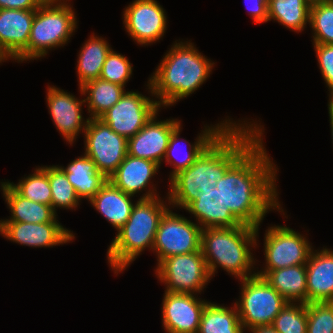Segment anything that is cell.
<instances>
[{
  "instance_id": "9a60e30c",
  "label": "cell",
  "mask_w": 333,
  "mask_h": 333,
  "mask_svg": "<svg viewBox=\"0 0 333 333\" xmlns=\"http://www.w3.org/2000/svg\"><path fill=\"white\" fill-rule=\"evenodd\" d=\"M81 98L76 97L73 93L67 92L56 85H47L46 87V104L48 112L56 130L59 132L64 141L72 146L80 134H84L89 117L83 116V107L85 99L82 89L78 87ZM82 94V95H81Z\"/></svg>"
},
{
  "instance_id": "7a4b0ae2",
  "label": "cell",
  "mask_w": 333,
  "mask_h": 333,
  "mask_svg": "<svg viewBox=\"0 0 333 333\" xmlns=\"http://www.w3.org/2000/svg\"><path fill=\"white\" fill-rule=\"evenodd\" d=\"M252 120V121H250ZM265 133L260 118L228 126L187 169L168 181L171 207L184 210L198 191L213 189L226 171Z\"/></svg>"
},
{
  "instance_id": "603a6c76",
  "label": "cell",
  "mask_w": 333,
  "mask_h": 333,
  "mask_svg": "<svg viewBox=\"0 0 333 333\" xmlns=\"http://www.w3.org/2000/svg\"><path fill=\"white\" fill-rule=\"evenodd\" d=\"M134 197L124 193L110 180H107L88 203L118 231L131 215L136 203Z\"/></svg>"
},
{
  "instance_id": "6da1fadb",
  "label": "cell",
  "mask_w": 333,
  "mask_h": 333,
  "mask_svg": "<svg viewBox=\"0 0 333 333\" xmlns=\"http://www.w3.org/2000/svg\"><path fill=\"white\" fill-rule=\"evenodd\" d=\"M264 134L216 182L224 205L242 223L258 227L275 211L288 215L280 202L279 167L269 155Z\"/></svg>"
},
{
  "instance_id": "ee69618b",
  "label": "cell",
  "mask_w": 333,
  "mask_h": 333,
  "mask_svg": "<svg viewBox=\"0 0 333 333\" xmlns=\"http://www.w3.org/2000/svg\"><path fill=\"white\" fill-rule=\"evenodd\" d=\"M327 104L333 109V94L328 98Z\"/></svg>"
},
{
  "instance_id": "8992f818",
  "label": "cell",
  "mask_w": 333,
  "mask_h": 333,
  "mask_svg": "<svg viewBox=\"0 0 333 333\" xmlns=\"http://www.w3.org/2000/svg\"><path fill=\"white\" fill-rule=\"evenodd\" d=\"M71 1H43L35 10L28 40V61L41 60L49 51L68 45L77 32V12ZM74 8V9H73Z\"/></svg>"
},
{
  "instance_id": "f546056e",
  "label": "cell",
  "mask_w": 333,
  "mask_h": 333,
  "mask_svg": "<svg viewBox=\"0 0 333 333\" xmlns=\"http://www.w3.org/2000/svg\"><path fill=\"white\" fill-rule=\"evenodd\" d=\"M81 89L89 118H100L126 92L125 87L100 78L86 83Z\"/></svg>"
},
{
  "instance_id": "e0dca14e",
  "label": "cell",
  "mask_w": 333,
  "mask_h": 333,
  "mask_svg": "<svg viewBox=\"0 0 333 333\" xmlns=\"http://www.w3.org/2000/svg\"><path fill=\"white\" fill-rule=\"evenodd\" d=\"M198 296L164 291L161 324L165 333H198L202 311L209 302Z\"/></svg>"
},
{
  "instance_id": "ab89813d",
  "label": "cell",
  "mask_w": 333,
  "mask_h": 333,
  "mask_svg": "<svg viewBox=\"0 0 333 333\" xmlns=\"http://www.w3.org/2000/svg\"><path fill=\"white\" fill-rule=\"evenodd\" d=\"M247 333H278L272 325L255 326L246 331Z\"/></svg>"
},
{
  "instance_id": "d590c367",
  "label": "cell",
  "mask_w": 333,
  "mask_h": 333,
  "mask_svg": "<svg viewBox=\"0 0 333 333\" xmlns=\"http://www.w3.org/2000/svg\"><path fill=\"white\" fill-rule=\"evenodd\" d=\"M307 308V333H333V302H310Z\"/></svg>"
},
{
  "instance_id": "ba28073f",
  "label": "cell",
  "mask_w": 333,
  "mask_h": 333,
  "mask_svg": "<svg viewBox=\"0 0 333 333\" xmlns=\"http://www.w3.org/2000/svg\"><path fill=\"white\" fill-rule=\"evenodd\" d=\"M306 233L287 225L270 224L264 233V263L256 264V274L264 277L269 271L306 264L313 246Z\"/></svg>"
},
{
  "instance_id": "277c9868",
  "label": "cell",
  "mask_w": 333,
  "mask_h": 333,
  "mask_svg": "<svg viewBox=\"0 0 333 333\" xmlns=\"http://www.w3.org/2000/svg\"><path fill=\"white\" fill-rule=\"evenodd\" d=\"M260 226L242 224L201 230L200 249L212 279L220 268L237 280L256 275L260 261L254 254L260 247Z\"/></svg>"
},
{
  "instance_id": "ac0fdd59",
  "label": "cell",
  "mask_w": 333,
  "mask_h": 333,
  "mask_svg": "<svg viewBox=\"0 0 333 333\" xmlns=\"http://www.w3.org/2000/svg\"><path fill=\"white\" fill-rule=\"evenodd\" d=\"M159 169L161 166L154 161L127 154L108 180L124 193L138 196V199L154 198L161 195L157 191L158 181L157 184L153 181L160 173Z\"/></svg>"
},
{
  "instance_id": "d6a6232c",
  "label": "cell",
  "mask_w": 333,
  "mask_h": 333,
  "mask_svg": "<svg viewBox=\"0 0 333 333\" xmlns=\"http://www.w3.org/2000/svg\"><path fill=\"white\" fill-rule=\"evenodd\" d=\"M309 27L312 44H333V1L311 6Z\"/></svg>"
},
{
  "instance_id": "ffe728a7",
  "label": "cell",
  "mask_w": 333,
  "mask_h": 333,
  "mask_svg": "<svg viewBox=\"0 0 333 333\" xmlns=\"http://www.w3.org/2000/svg\"><path fill=\"white\" fill-rule=\"evenodd\" d=\"M35 10L0 9V47L17 63L28 61V40Z\"/></svg>"
},
{
  "instance_id": "836d02e7",
  "label": "cell",
  "mask_w": 333,
  "mask_h": 333,
  "mask_svg": "<svg viewBox=\"0 0 333 333\" xmlns=\"http://www.w3.org/2000/svg\"><path fill=\"white\" fill-rule=\"evenodd\" d=\"M272 326L278 333H307V308L303 303H287Z\"/></svg>"
},
{
  "instance_id": "cb8c5ba5",
  "label": "cell",
  "mask_w": 333,
  "mask_h": 333,
  "mask_svg": "<svg viewBox=\"0 0 333 333\" xmlns=\"http://www.w3.org/2000/svg\"><path fill=\"white\" fill-rule=\"evenodd\" d=\"M0 192L11 215L0 222L46 223L58 217L52 206L21 196L5 179L0 181Z\"/></svg>"
},
{
  "instance_id": "4dcf8cb0",
  "label": "cell",
  "mask_w": 333,
  "mask_h": 333,
  "mask_svg": "<svg viewBox=\"0 0 333 333\" xmlns=\"http://www.w3.org/2000/svg\"><path fill=\"white\" fill-rule=\"evenodd\" d=\"M47 175L51 187L53 210L56 213L57 209L78 210L82 202L69 182L66 173L58 165H47Z\"/></svg>"
},
{
  "instance_id": "5b68a950",
  "label": "cell",
  "mask_w": 333,
  "mask_h": 333,
  "mask_svg": "<svg viewBox=\"0 0 333 333\" xmlns=\"http://www.w3.org/2000/svg\"><path fill=\"white\" fill-rule=\"evenodd\" d=\"M135 200L129 219L107 246V264L115 276L129 268L145 250L152 252L160 220L171 207L167 195Z\"/></svg>"
},
{
  "instance_id": "484cf974",
  "label": "cell",
  "mask_w": 333,
  "mask_h": 333,
  "mask_svg": "<svg viewBox=\"0 0 333 333\" xmlns=\"http://www.w3.org/2000/svg\"><path fill=\"white\" fill-rule=\"evenodd\" d=\"M82 154L70 161L66 167L58 166L66 173L79 199L89 201L108 179L98 171L88 156Z\"/></svg>"
},
{
  "instance_id": "2e32d148",
  "label": "cell",
  "mask_w": 333,
  "mask_h": 333,
  "mask_svg": "<svg viewBox=\"0 0 333 333\" xmlns=\"http://www.w3.org/2000/svg\"><path fill=\"white\" fill-rule=\"evenodd\" d=\"M57 217L53 222H0V235L11 243L30 248H53L73 242L75 233Z\"/></svg>"
},
{
  "instance_id": "44dd1931",
  "label": "cell",
  "mask_w": 333,
  "mask_h": 333,
  "mask_svg": "<svg viewBox=\"0 0 333 333\" xmlns=\"http://www.w3.org/2000/svg\"><path fill=\"white\" fill-rule=\"evenodd\" d=\"M312 249L306 263L307 303L333 302V249Z\"/></svg>"
},
{
  "instance_id": "8fae6325",
  "label": "cell",
  "mask_w": 333,
  "mask_h": 333,
  "mask_svg": "<svg viewBox=\"0 0 333 333\" xmlns=\"http://www.w3.org/2000/svg\"><path fill=\"white\" fill-rule=\"evenodd\" d=\"M170 207L162 216L152 248L158 264L168 257L200 250L202 228ZM189 218V219H188Z\"/></svg>"
},
{
  "instance_id": "3957f363",
  "label": "cell",
  "mask_w": 333,
  "mask_h": 333,
  "mask_svg": "<svg viewBox=\"0 0 333 333\" xmlns=\"http://www.w3.org/2000/svg\"><path fill=\"white\" fill-rule=\"evenodd\" d=\"M175 40L148 77L152 93L166 109L191 96L206 83L216 62L208 59L192 40Z\"/></svg>"
},
{
  "instance_id": "7c38bea8",
  "label": "cell",
  "mask_w": 333,
  "mask_h": 333,
  "mask_svg": "<svg viewBox=\"0 0 333 333\" xmlns=\"http://www.w3.org/2000/svg\"><path fill=\"white\" fill-rule=\"evenodd\" d=\"M83 135V153L108 179L127 156L128 139L114 132L99 118H89Z\"/></svg>"
},
{
  "instance_id": "d4e9b609",
  "label": "cell",
  "mask_w": 333,
  "mask_h": 333,
  "mask_svg": "<svg viewBox=\"0 0 333 333\" xmlns=\"http://www.w3.org/2000/svg\"><path fill=\"white\" fill-rule=\"evenodd\" d=\"M106 39L93 32L80 47L75 68L79 88L100 77L107 55L113 49Z\"/></svg>"
},
{
  "instance_id": "74e56055",
  "label": "cell",
  "mask_w": 333,
  "mask_h": 333,
  "mask_svg": "<svg viewBox=\"0 0 333 333\" xmlns=\"http://www.w3.org/2000/svg\"><path fill=\"white\" fill-rule=\"evenodd\" d=\"M245 4L253 23L268 22V0H245Z\"/></svg>"
},
{
  "instance_id": "83f0119b",
  "label": "cell",
  "mask_w": 333,
  "mask_h": 333,
  "mask_svg": "<svg viewBox=\"0 0 333 333\" xmlns=\"http://www.w3.org/2000/svg\"><path fill=\"white\" fill-rule=\"evenodd\" d=\"M310 8L305 0H268V21L302 33L310 25Z\"/></svg>"
},
{
  "instance_id": "f1b7e54d",
  "label": "cell",
  "mask_w": 333,
  "mask_h": 333,
  "mask_svg": "<svg viewBox=\"0 0 333 333\" xmlns=\"http://www.w3.org/2000/svg\"><path fill=\"white\" fill-rule=\"evenodd\" d=\"M232 304L230 307L209 301L202 311L198 333H246L237 307Z\"/></svg>"
},
{
  "instance_id": "7402d4cb",
  "label": "cell",
  "mask_w": 333,
  "mask_h": 333,
  "mask_svg": "<svg viewBox=\"0 0 333 333\" xmlns=\"http://www.w3.org/2000/svg\"><path fill=\"white\" fill-rule=\"evenodd\" d=\"M184 210L202 229L242 225L230 209L225 207L222 194L216 186L213 189L199 190L197 199Z\"/></svg>"
},
{
  "instance_id": "4fadbf2b",
  "label": "cell",
  "mask_w": 333,
  "mask_h": 333,
  "mask_svg": "<svg viewBox=\"0 0 333 333\" xmlns=\"http://www.w3.org/2000/svg\"><path fill=\"white\" fill-rule=\"evenodd\" d=\"M128 36L141 47L163 40L168 29L167 12L157 0H132L122 12Z\"/></svg>"
},
{
  "instance_id": "4316f807",
  "label": "cell",
  "mask_w": 333,
  "mask_h": 333,
  "mask_svg": "<svg viewBox=\"0 0 333 333\" xmlns=\"http://www.w3.org/2000/svg\"><path fill=\"white\" fill-rule=\"evenodd\" d=\"M263 278L288 303L307 304L306 264L272 270Z\"/></svg>"
},
{
  "instance_id": "d6986e66",
  "label": "cell",
  "mask_w": 333,
  "mask_h": 333,
  "mask_svg": "<svg viewBox=\"0 0 333 333\" xmlns=\"http://www.w3.org/2000/svg\"><path fill=\"white\" fill-rule=\"evenodd\" d=\"M159 114L157 112L135 136L128 138L127 150L133 157L148 159L162 166L169 138L182 120L172 117L161 120Z\"/></svg>"
},
{
  "instance_id": "60d3db41",
  "label": "cell",
  "mask_w": 333,
  "mask_h": 333,
  "mask_svg": "<svg viewBox=\"0 0 333 333\" xmlns=\"http://www.w3.org/2000/svg\"><path fill=\"white\" fill-rule=\"evenodd\" d=\"M328 108V116H329V125H330V132H331V142L333 144V109L327 104Z\"/></svg>"
},
{
  "instance_id": "5bb4252c",
  "label": "cell",
  "mask_w": 333,
  "mask_h": 333,
  "mask_svg": "<svg viewBox=\"0 0 333 333\" xmlns=\"http://www.w3.org/2000/svg\"><path fill=\"white\" fill-rule=\"evenodd\" d=\"M228 117V118H227ZM249 118H241L238 121L230 116H226L223 120L211 123L210 125L205 124L203 129L197 134L194 142H189L185 138H181L180 134L183 129L182 122L173 130L170 138L168 147L166 149L165 156L162 160V165L165 161L167 165H170V175L167 180H170L180 171L187 169L191 166L200 154L228 127L238 123H241ZM223 120V121H222ZM186 145H182V144ZM187 146V147H186Z\"/></svg>"
},
{
  "instance_id": "b9f144b4",
  "label": "cell",
  "mask_w": 333,
  "mask_h": 333,
  "mask_svg": "<svg viewBox=\"0 0 333 333\" xmlns=\"http://www.w3.org/2000/svg\"><path fill=\"white\" fill-rule=\"evenodd\" d=\"M9 60H11V59L0 47V65L3 64V62H9Z\"/></svg>"
},
{
  "instance_id": "9c48e42d",
  "label": "cell",
  "mask_w": 333,
  "mask_h": 333,
  "mask_svg": "<svg viewBox=\"0 0 333 333\" xmlns=\"http://www.w3.org/2000/svg\"><path fill=\"white\" fill-rule=\"evenodd\" d=\"M154 268L157 281L168 292L201 295L212 280L201 249L163 259Z\"/></svg>"
},
{
  "instance_id": "1f68e13d",
  "label": "cell",
  "mask_w": 333,
  "mask_h": 333,
  "mask_svg": "<svg viewBox=\"0 0 333 333\" xmlns=\"http://www.w3.org/2000/svg\"><path fill=\"white\" fill-rule=\"evenodd\" d=\"M8 183L23 197L36 203L51 206V187L47 175V165L36 166L31 174H25L17 183L8 180Z\"/></svg>"
},
{
  "instance_id": "7bdbcfd3",
  "label": "cell",
  "mask_w": 333,
  "mask_h": 333,
  "mask_svg": "<svg viewBox=\"0 0 333 333\" xmlns=\"http://www.w3.org/2000/svg\"><path fill=\"white\" fill-rule=\"evenodd\" d=\"M310 6L325 2V0H305Z\"/></svg>"
},
{
  "instance_id": "52a82bcc",
  "label": "cell",
  "mask_w": 333,
  "mask_h": 333,
  "mask_svg": "<svg viewBox=\"0 0 333 333\" xmlns=\"http://www.w3.org/2000/svg\"><path fill=\"white\" fill-rule=\"evenodd\" d=\"M239 299L234 302L245 332L255 326L272 325L288 303L263 277L239 279Z\"/></svg>"
},
{
  "instance_id": "f35d334b",
  "label": "cell",
  "mask_w": 333,
  "mask_h": 333,
  "mask_svg": "<svg viewBox=\"0 0 333 333\" xmlns=\"http://www.w3.org/2000/svg\"><path fill=\"white\" fill-rule=\"evenodd\" d=\"M43 0H0V9L36 10Z\"/></svg>"
},
{
  "instance_id": "e575fe53",
  "label": "cell",
  "mask_w": 333,
  "mask_h": 333,
  "mask_svg": "<svg viewBox=\"0 0 333 333\" xmlns=\"http://www.w3.org/2000/svg\"><path fill=\"white\" fill-rule=\"evenodd\" d=\"M133 64L127 56L112 49L103 64L100 79L126 87L133 75Z\"/></svg>"
},
{
  "instance_id": "8d00e7d4",
  "label": "cell",
  "mask_w": 333,
  "mask_h": 333,
  "mask_svg": "<svg viewBox=\"0 0 333 333\" xmlns=\"http://www.w3.org/2000/svg\"><path fill=\"white\" fill-rule=\"evenodd\" d=\"M312 47L330 97L333 94V44H313Z\"/></svg>"
},
{
  "instance_id": "30bf717a",
  "label": "cell",
  "mask_w": 333,
  "mask_h": 333,
  "mask_svg": "<svg viewBox=\"0 0 333 333\" xmlns=\"http://www.w3.org/2000/svg\"><path fill=\"white\" fill-rule=\"evenodd\" d=\"M146 83L145 93L147 91L149 96L138 90H127L121 99L99 119L127 139L135 136L162 109L152 93L149 81L147 80Z\"/></svg>"
}]
</instances>
